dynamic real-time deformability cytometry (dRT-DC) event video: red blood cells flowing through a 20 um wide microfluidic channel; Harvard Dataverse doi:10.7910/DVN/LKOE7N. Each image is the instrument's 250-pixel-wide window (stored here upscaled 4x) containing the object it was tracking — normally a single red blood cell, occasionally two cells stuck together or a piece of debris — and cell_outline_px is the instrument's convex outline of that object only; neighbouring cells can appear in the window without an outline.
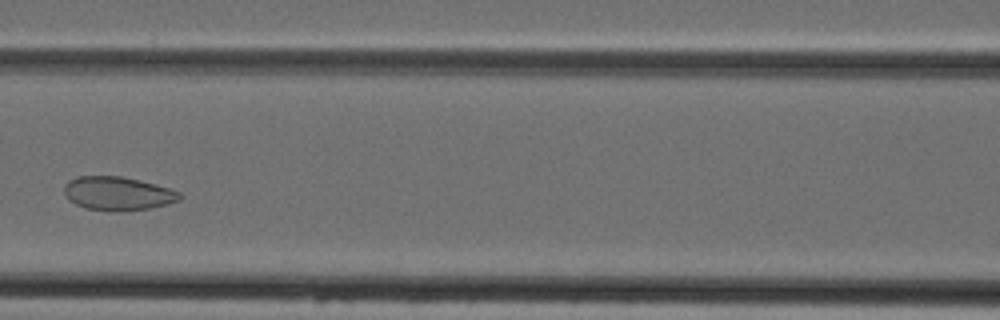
{"species": "Egyptian fruit bat (a non-hibernating species)", "species_latin": "Rousettus aegyptiacus", "temperature_condition": "cold", "stored_images_in_passage": 5, "camera_frame_rate_fps": 3000, "um_per_image_px": 0.085, "animal": {"sex": "female"}, "frame": {"image": 1, "passage_image": 4, "time_ms": 3.667, "image_size_px": [1000, 320], "cell_outline_px": [[184, 196], [180, 200], [168, 204], [148, 208], [120, 212], [112, 212], [84, 208], [68, 200], [64, 192], [64, 184], [68, 180], [76, 176], [120, 176], [140, 180], [168, 188], [180, 192]], "centroid_in_image_um": [9.99, 16.45], "position_along_channel_um": 156.6, "area_um2": 22.95}}
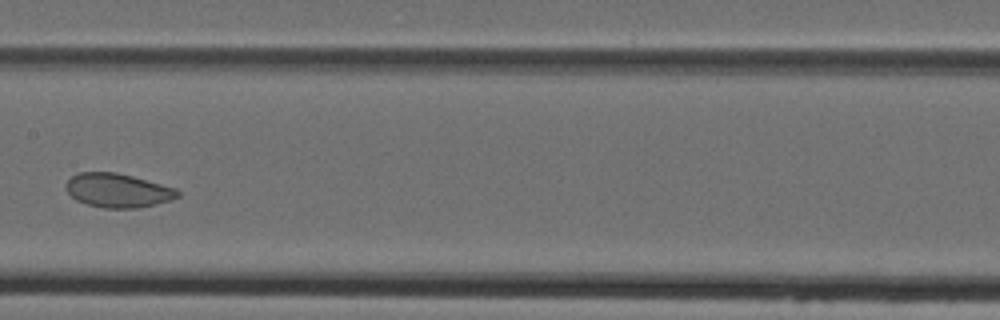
{"frame": {"image": 2, "passage_image": 5, "time_ms": 4.667, "image_size_px": [1000, 320], "cell_outline_px": [[180, 196], [172, 200], [136, 208], [104, 208], [88, 204], [76, 200], [68, 192], [64, 184], [72, 176], [80, 172], [116, 172], [132, 176], [176, 188], [180, 192]], "centroid_in_image_um": [10.02, 16.18], "position_along_channel_um": 197.4, "area_um2": 22.02}}